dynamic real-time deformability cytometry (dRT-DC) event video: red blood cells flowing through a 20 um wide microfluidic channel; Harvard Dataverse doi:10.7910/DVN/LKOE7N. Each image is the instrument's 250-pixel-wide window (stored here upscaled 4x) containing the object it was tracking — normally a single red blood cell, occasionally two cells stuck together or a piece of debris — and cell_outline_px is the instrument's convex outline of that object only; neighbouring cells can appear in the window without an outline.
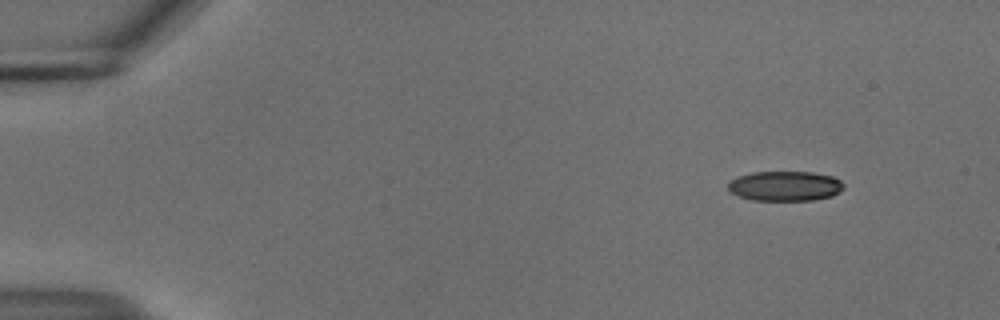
{"species": "common noctule bat (a hibernating species)", "species_latin": "Nyctalus noctula", "temperature_condition": "cold", "stored_images_in_passage": 50, "camera_frame_rate_fps": 3000, "um_per_image_px": 0.085, "animal": {"sex": "male", "body_mass_g": 18.8}, "frame": {"image": 1, "passage_image": 1, "time_ms": 0.0, "image_size_px": [1000, 320], "cell_outline_px": [[844, 188], [840, 192], [832, 196], [812, 200], [752, 200], [736, 196], [728, 188], [728, 184], [736, 176], [752, 172], [812, 172], [832, 176], [840, 180], [844, 184]], "centroid_in_image_um": [66.73, 15.81], "position_along_channel_um": 18.3, "area_um2": 20.23}}
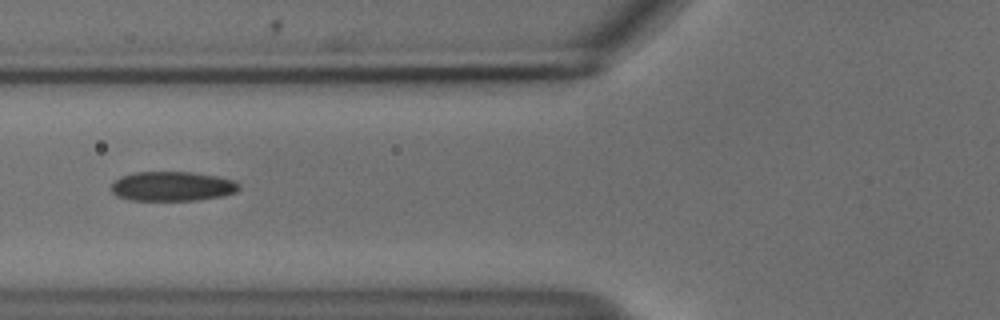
{"frame": {"image": 2, "passage_image": 17, "time_ms": 5.333, "image_size_px": [1000, 320], "cell_outline_px": [[240, 188], [236, 192], [220, 196], [196, 200], [132, 200], [116, 196], [112, 192], [112, 184], [120, 176], [136, 172], [192, 172], [216, 176], [236, 180], [240, 184]], "centroid_in_image_um": [14.66, 15.83], "position_along_channel_um": 111.1, "area_um2": 21.96}}
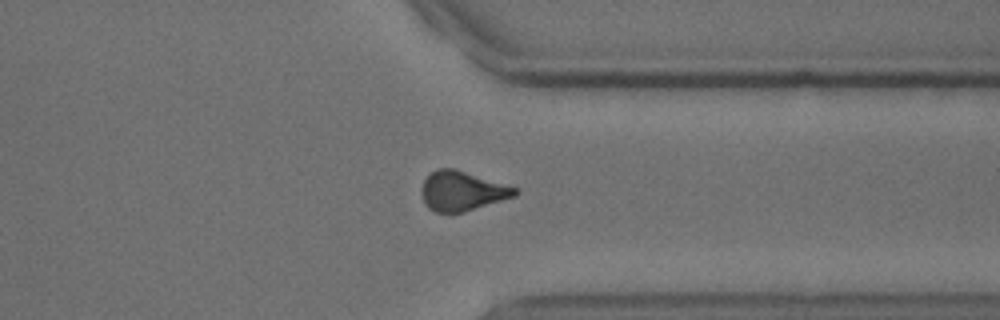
{"frame": {"image": 3, "passage_image": 38, "time_ms": 12.333, "image_size_px": [1000, 320], "cell_outline_px": [[520, 192], [516, 196], [464, 212], [436, 212], [428, 208], [424, 204], [420, 192], [424, 180], [436, 168], [452, 168], [516, 188]], "centroid_in_image_um": [39.24, 16.25], "position_along_channel_um": 372.2, "area_um2": 21.27}, "authors_computed_cell_mechanics": {"area_um2": 21.8773, "velocity_mm_per_s": 3.7283, "shape_relaxation_time_tau1_ms": 5.7601, "shape_relaxation_time_tau2_ms": 4.0788, "deformation_change_tau1": 0.1327, "deformation_change_tau2": 0.097}}